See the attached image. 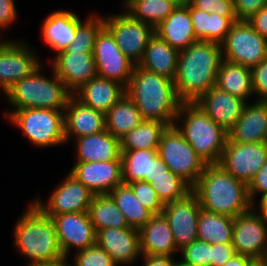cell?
Returning a JSON list of instances; mask_svg holds the SVG:
<instances>
[{
    "label": "cell",
    "mask_w": 267,
    "mask_h": 266,
    "mask_svg": "<svg viewBox=\"0 0 267 266\" xmlns=\"http://www.w3.org/2000/svg\"><path fill=\"white\" fill-rule=\"evenodd\" d=\"M223 60L221 45L197 41L179 51L175 91L181 102H196L216 86L217 73Z\"/></svg>",
    "instance_id": "6da1fadb"
},
{
    "label": "cell",
    "mask_w": 267,
    "mask_h": 266,
    "mask_svg": "<svg viewBox=\"0 0 267 266\" xmlns=\"http://www.w3.org/2000/svg\"><path fill=\"white\" fill-rule=\"evenodd\" d=\"M192 191L200 207L214 214L235 218L254 207L248 184L227 173L219 164L206 165Z\"/></svg>",
    "instance_id": "7a4b0ae2"
},
{
    "label": "cell",
    "mask_w": 267,
    "mask_h": 266,
    "mask_svg": "<svg viewBox=\"0 0 267 266\" xmlns=\"http://www.w3.org/2000/svg\"><path fill=\"white\" fill-rule=\"evenodd\" d=\"M144 120H155L172 126L182 103L176 94L174 80L135 65L126 88Z\"/></svg>",
    "instance_id": "3957f363"
},
{
    "label": "cell",
    "mask_w": 267,
    "mask_h": 266,
    "mask_svg": "<svg viewBox=\"0 0 267 266\" xmlns=\"http://www.w3.org/2000/svg\"><path fill=\"white\" fill-rule=\"evenodd\" d=\"M13 235L17 251L29 259L27 266L64 257L53 220L34 202L19 217Z\"/></svg>",
    "instance_id": "277c9868"
},
{
    "label": "cell",
    "mask_w": 267,
    "mask_h": 266,
    "mask_svg": "<svg viewBox=\"0 0 267 266\" xmlns=\"http://www.w3.org/2000/svg\"><path fill=\"white\" fill-rule=\"evenodd\" d=\"M173 125L207 165L219 163L228 133L200 106L182 102Z\"/></svg>",
    "instance_id": "5b68a950"
},
{
    "label": "cell",
    "mask_w": 267,
    "mask_h": 266,
    "mask_svg": "<svg viewBox=\"0 0 267 266\" xmlns=\"http://www.w3.org/2000/svg\"><path fill=\"white\" fill-rule=\"evenodd\" d=\"M41 64L29 76L16 82L5 94L12 111L32 108L65 110L72 95L52 70L51 78L42 73Z\"/></svg>",
    "instance_id": "8992f818"
},
{
    "label": "cell",
    "mask_w": 267,
    "mask_h": 266,
    "mask_svg": "<svg viewBox=\"0 0 267 266\" xmlns=\"http://www.w3.org/2000/svg\"><path fill=\"white\" fill-rule=\"evenodd\" d=\"M4 115L36 147L46 148L66 143L64 110L32 108L10 110Z\"/></svg>",
    "instance_id": "52a82bcc"
},
{
    "label": "cell",
    "mask_w": 267,
    "mask_h": 266,
    "mask_svg": "<svg viewBox=\"0 0 267 266\" xmlns=\"http://www.w3.org/2000/svg\"><path fill=\"white\" fill-rule=\"evenodd\" d=\"M158 155L174 174L193 187L207 165L174 125L163 132Z\"/></svg>",
    "instance_id": "ba28073f"
},
{
    "label": "cell",
    "mask_w": 267,
    "mask_h": 266,
    "mask_svg": "<svg viewBox=\"0 0 267 266\" xmlns=\"http://www.w3.org/2000/svg\"><path fill=\"white\" fill-rule=\"evenodd\" d=\"M224 60L252 68L267 58V39L247 20H237L220 44Z\"/></svg>",
    "instance_id": "9c48e42d"
},
{
    "label": "cell",
    "mask_w": 267,
    "mask_h": 266,
    "mask_svg": "<svg viewBox=\"0 0 267 266\" xmlns=\"http://www.w3.org/2000/svg\"><path fill=\"white\" fill-rule=\"evenodd\" d=\"M104 27L112 34L122 53L135 65L141 61L148 42L155 35L151 24L131 17L126 11L111 16L104 14Z\"/></svg>",
    "instance_id": "30bf717a"
},
{
    "label": "cell",
    "mask_w": 267,
    "mask_h": 266,
    "mask_svg": "<svg viewBox=\"0 0 267 266\" xmlns=\"http://www.w3.org/2000/svg\"><path fill=\"white\" fill-rule=\"evenodd\" d=\"M2 40L3 38L0 40V91L5 94L16 82L29 76L43 62L24 40Z\"/></svg>",
    "instance_id": "8fae6325"
},
{
    "label": "cell",
    "mask_w": 267,
    "mask_h": 266,
    "mask_svg": "<svg viewBox=\"0 0 267 266\" xmlns=\"http://www.w3.org/2000/svg\"><path fill=\"white\" fill-rule=\"evenodd\" d=\"M267 163V142L236 143L226 140L219 165L246 184Z\"/></svg>",
    "instance_id": "7c38bea8"
},
{
    "label": "cell",
    "mask_w": 267,
    "mask_h": 266,
    "mask_svg": "<svg viewBox=\"0 0 267 266\" xmlns=\"http://www.w3.org/2000/svg\"><path fill=\"white\" fill-rule=\"evenodd\" d=\"M232 245L238 255L267 259V221L255 208L234 218Z\"/></svg>",
    "instance_id": "4fadbf2b"
},
{
    "label": "cell",
    "mask_w": 267,
    "mask_h": 266,
    "mask_svg": "<svg viewBox=\"0 0 267 266\" xmlns=\"http://www.w3.org/2000/svg\"><path fill=\"white\" fill-rule=\"evenodd\" d=\"M93 57L99 77L127 88L135 64L122 53L112 34L105 27L97 34Z\"/></svg>",
    "instance_id": "5bb4252c"
},
{
    "label": "cell",
    "mask_w": 267,
    "mask_h": 266,
    "mask_svg": "<svg viewBox=\"0 0 267 266\" xmlns=\"http://www.w3.org/2000/svg\"><path fill=\"white\" fill-rule=\"evenodd\" d=\"M94 194L70 173L50 194L47 203L37 197L33 202L49 217L88 212Z\"/></svg>",
    "instance_id": "9a60e30c"
},
{
    "label": "cell",
    "mask_w": 267,
    "mask_h": 266,
    "mask_svg": "<svg viewBox=\"0 0 267 266\" xmlns=\"http://www.w3.org/2000/svg\"><path fill=\"white\" fill-rule=\"evenodd\" d=\"M59 246L64 256L96 244V230L88 212L54 215L52 218Z\"/></svg>",
    "instance_id": "2e32d148"
},
{
    "label": "cell",
    "mask_w": 267,
    "mask_h": 266,
    "mask_svg": "<svg viewBox=\"0 0 267 266\" xmlns=\"http://www.w3.org/2000/svg\"><path fill=\"white\" fill-rule=\"evenodd\" d=\"M200 210L199 199L193 191L164 206L162 214L169 223L178 250L197 239Z\"/></svg>",
    "instance_id": "e0dca14e"
},
{
    "label": "cell",
    "mask_w": 267,
    "mask_h": 266,
    "mask_svg": "<svg viewBox=\"0 0 267 266\" xmlns=\"http://www.w3.org/2000/svg\"><path fill=\"white\" fill-rule=\"evenodd\" d=\"M54 56L51 67L72 95L98 76L93 51L65 50Z\"/></svg>",
    "instance_id": "ac0fdd59"
},
{
    "label": "cell",
    "mask_w": 267,
    "mask_h": 266,
    "mask_svg": "<svg viewBox=\"0 0 267 266\" xmlns=\"http://www.w3.org/2000/svg\"><path fill=\"white\" fill-rule=\"evenodd\" d=\"M94 195L109 194L122 184V161L75 162L69 171Z\"/></svg>",
    "instance_id": "d6986e66"
},
{
    "label": "cell",
    "mask_w": 267,
    "mask_h": 266,
    "mask_svg": "<svg viewBox=\"0 0 267 266\" xmlns=\"http://www.w3.org/2000/svg\"><path fill=\"white\" fill-rule=\"evenodd\" d=\"M96 244L105 250L118 266L131 265L141 257L139 230L132 227L98 230Z\"/></svg>",
    "instance_id": "ffe728a7"
},
{
    "label": "cell",
    "mask_w": 267,
    "mask_h": 266,
    "mask_svg": "<svg viewBox=\"0 0 267 266\" xmlns=\"http://www.w3.org/2000/svg\"><path fill=\"white\" fill-rule=\"evenodd\" d=\"M106 130L105 114L79 101L74 95L68 99L64 110V133L68 143L72 137L100 133Z\"/></svg>",
    "instance_id": "44dd1931"
},
{
    "label": "cell",
    "mask_w": 267,
    "mask_h": 266,
    "mask_svg": "<svg viewBox=\"0 0 267 266\" xmlns=\"http://www.w3.org/2000/svg\"><path fill=\"white\" fill-rule=\"evenodd\" d=\"M195 103L209 118L228 132L241 117L247 102L214 86Z\"/></svg>",
    "instance_id": "7402d4cb"
},
{
    "label": "cell",
    "mask_w": 267,
    "mask_h": 266,
    "mask_svg": "<svg viewBox=\"0 0 267 266\" xmlns=\"http://www.w3.org/2000/svg\"><path fill=\"white\" fill-rule=\"evenodd\" d=\"M236 143L267 142V104L255 101L245 104L241 117L227 132Z\"/></svg>",
    "instance_id": "603a6c76"
},
{
    "label": "cell",
    "mask_w": 267,
    "mask_h": 266,
    "mask_svg": "<svg viewBox=\"0 0 267 266\" xmlns=\"http://www.w3.org/2000/svg\"><path fill=\"white\" fill-rule=\"evenodd\" d=\"M139 241L141 255L175 257L179 253L169 223L162 213L154 214L139 229Z\"/></svg>",
    "instance_id": "cb8c5ba5"
},
{
    "label": "cell",
    "mask_w": 267,
    "mask_h": 266,
    "mask_svg": "<svg viewBox=\"0 0 267 266\" xmlns=\"http://www.w3.org/2000/svg\"><path fill=\"white\" fill-rule=\"evenodd\" d=\"M82 22L74 12L58 10L49 14L42 23L43 42L56 52L65 51L73 42L77 26Z\"/></svg>",
    "instance_id": "d4e9b609"
},
{
    "label": "cell",
    "mask_w": 267,
    "mask_h": 266,
    "mask_svg": "<svg viewBox=\"0 0 267 266\" xmlns=\"http://www.w3.org/2000/svg\"><path fill=\"white\" fill-rule=\"evenodd\" d=\"M155 34L178 51L185 50L199 41L193 30L189 3L185 6H177L155 27Z\"/></svg>",
    "instance_id": "484cf974"
},
{
    "label": "cell",
    "mask_w": 267,
    "mask_h": 266,
    "mask_svg": "<svg viewBox=\"0 0 267 266\" xmlns=\"http://www.w3.org/2000/svg\"><path fill=\"white\" fill-rule=\"evenodd\" d=\"M76 162L121 160L120 140L104 130L75 138Z\"/></svg>",
    "instance_id": "4316f807"
},
{
    "label": "cell",
    "mask_w": 267,
    "mask_h": 266,
    "mask_svg": "<svg viewBox=\"0 0 267 266\" xmlns=\"http://www.w3.org/2000/svg\"><path fill=\"white\" fill-rule=\"evenodd\" d=\"M126 94V88L117 82L95 77L73 95L85 105L106 114Z\"/></svg>",
    "instance_id": "83f0119b"
},
{
    "label": "cell",
    "mask_w": 267,
    "mask_h": 266,
    "mask_svg": "<svg viewBox=\"0 0 267 266\" xmlns=\"http://www.w3.org/2000/svg\"><path fill=\"white\" fill-rule=\"evenodd\" d=\"M179 51L171 47L156 34L148 42L141 61L140 68L175 80Z\"/></svg>",
    "instance_id": "f1b7e54d"
},
{
    "label": "cell",
    "mask_w": 267,
    "mask_h": 266,
    "mask_svg": "<svg viewBox=\"0 0 267 266\" xmlns=\"http://www.w3.org/2000/svg\"><path fill=\"white\" fill-rule=\"evenodd\" d=\"M189 10L195 36L201 41L221 44L233 23L237 21L236 16H220L218 13H207L195 8L190 2Z\"/></svg>",
    "instance_id": "f546056e"
},
{
    "label": "cell",
    "mask_w": 267,
    "mask_h": 266,
    "mask_svg": "<svg viewBox=\"0 0 267 266\" xmlns=\"http://www.w3.org/2000/svg\"><path fill=\"white\" fill-rule=\"evenodd\" d=\"M216 87L247 102L254 95L251 68L223 59L217 73Z\"/></svg>",
    "instance_id": "4dcf8cb0"
},
{
    "label": "cell",
    "mask_w": 267,
    "mask_h": 266,
    "mask_svg": "<svg viewBox=\"0 0 267 266\" xmlns=\"http://www.w3.org/2000/svg\"><path fill=\"white\" fill-rule=\"evenodd\" d=\"M143 121L135 102L127 94L105 114L106 131L119 140Z\"/></svg>",
    "instance_id": "1f68e13d"
},
{
    "label": "cell",
    "mask_w": 267,
    "mask_h": 266,
    "mask_svg": "<svg viewBox=\"0 0 267 266\" xmlns=\"http://www.w3.org/2000/svg\"><path fill=\"white\" fill-rule=\"evenodd\" d=\"M167 124L155 120H144L120 139V151L158 150Z\"/></svg>",
    "instance_id": "d6a6232c"
},
{
    "label": "cell",
    "mask_w": 267,
    "mask_h": 266,
    "mask_svg": "<svg viewBox=\"0 0 267 266\" xmlns=\"http://www.w3.org/2000/svg\"><path fill=\"white\" fill-rule=\"evenodd\" d=\"M234 218L214 214L201 208L198 217L197 239L210 244L232 243Z\"/></svg>",
    "instance_id": "836d02e7"
},
{
    "label": "cell",
    "mask_w": 267,
    "mask_h": 266,
    "mask_svg": "<svg viewBox=\"0 0 267 266\" xmlns=\"http://www.w3.org/2000/svg\"><path fill=\"white\" fill-rule=\"evenodd\" d=\"M96 232L106 228H130L124 215L109 194L94 195L88 210Z\"/></svg>",
    "instance_id": "e575fe53"
},
{
    "label": "cell",
    "mask_w": 267,
    "mask_h": 266,
    "mask_svg": "<svg viewBox=\"0 0 267 266\" xmlns=\"http://www.w3.org/2000/svg\"><path fill=\"white\" fill-rule=\"evenodd\" d=\"M109 195L132 228L139 230L154 215L139 202L128 184L117 185Z\"/></svg>",
    "instance_id": "d590c367"
},
{
    "label": "cell",
    "mask_w": 267,
    "mask_h": 266,
    "mask_svg": "<svg viewBox=\"0 0 267 266\" xmlns=\"http://www.w3.org/2000/svg\"><path fill=\"white\" fill-rule=\"evenodd\" d=\"M157 156L158 150L121 151L123 183L136 181L150 183L152 160Z\"/></svg>",
    "instance_id": "8d00e7d4"
},
{
    "label": "cell",
    "mask_w": 267,
    "mask_h": 266,
    "mask_svg": "<svg viewBox=\"0 0 267 266\" xmlns=\"http://www.w3.org/2000/svg\"><path fill=\"white\" fill-rule=\"evenodd\" d=\"M123 5L131 17L154 28L177 7L168 0H123Z\"/></svg>",
    "instance_id": "74e56055"
},
{
    "label": "cell",
    "mask_w": 267,
    "mask_h": 266,
    "mask_svg": "<svg viewBox=\"0 0 267 266\" xmlns=\"http://www.w3.org/2000/svg\"><path fill=\"white\" fill-rule=\"evenodd\" d=\"M150 184L164 205L182 199L192 191V187L171 170L153 179Z\"/></svg>",
    "instance_id": "f35d334b"
},
{
    "label": "cell",
    "mask_w": 267,
    "mask_h": 266,
    "mask_svg": "<svg viewBox=\"0 0 267 266\" xmlns=\"http://www.w3.org/2000/svg\"><path fill=\"white\" fill-rule=\"evenodd\" d=\"M104 27V15L89 14L76 29L73 42L66 50L93 51L97 34Z\"/></svg>",
    "instance_id": "ab89813d"
},
{
    "label": "cell",
    "mask_w": 267,
    "mask_h": 266,
    "mask_svg": "<svg viewBox=\"0 0 267 266\" xmlns=\"http://www.w3.org/2000/svg\"><path fill=\"white\" fill-rule=\"evenodd\" d=\"M181 262L190 266H211V244L196 239L179 250Z\"/></svg>",
    "instance_id": "60d3db41"
},
{
    "label": "cell",
    "mask_w": 267,
    "mask_h": 266,
    "mask_svg": "<svg viewBox=\"0 0 267 266\" xmlns=\"http://www.w3.org/2000/svg\"><path fill=\"white\" fill-rule=\"evenodd\" d=\"M72 259V266H118L112 257L97 244L75 252Z\"/></svg>",
    "instance_id": "b9f144b4"
},
{
    "label": "cell",
    "mask_w": 267,
    "mask_h": 266,
    "mask_svg": "<svg viewBox=\"0 0 267 266\" xmlns=\"http://www.w3.org/2000/svg\"><path fill=\"white\" fill-rule=\"evenodd\" d=\"M134 195L142 205L150 210L153 214H161L164 204L152 188L151 184L143 181L128 183Z\"/></svg>",
    "instance_id": "7bdbcfd3"
},
{
    "label": "cell",
    "mask_w": 267,
    "mask_h": 266,
    "mask_svg": "<svg viewBox=\"0 0 267 266\" xmlns=\"http://www.w3.org/2000/svg\"><path fill=\"white\" fill-rule=\"evenodd\" d=\"M195 7L207 13H218L220 16H236L233 0H190Z\"/></svg>",
    "instance_id": "ee69618b"
},
{
    "label": "cell",
    "mask_w": 267,
    "mask_h": 266,
    "mask_svg": "<svg viewBox=\"0 0 267 266\" xmlns=\"http://www.w3.org/2000/svg\"><path fill=\"white\" fill-rule=\"evenodd\" d=\"M252 88L256 101H262L267 96V58L251 68Z\"/></svg>",
    "instance_id": "f6af8a7d"
},
{
    "label": "cell",
    "mask_w": 267,
    "mask_h": 266,
    "mask_svg": "<svg viewBox=\"0 0 267 266\" xmlns=\"http://www.w3.org/2000/svg\"><path fill=\"white\" fill-rule=\"evenodd\" d=\"M233 3L237 20H248L267 5V0H233Z\"/></svg>",
    "instance_id": "bcb514c9"
},
{
    "label": "cell",
    "mask_w": 267,
    "mask_h": 266,
    "mask_svg": "<svg viewBox=\"0 0 267 266\" xmlns=\"http://www.w3.org/2000/svg\"><path fill=\"white\" fill-rule=\"evenodd\" d=\"M248 192L253 205L256 204L258 194H261L260 198L267 195V163L262 166L260 171L249 182Z\"/></svg>",
    "instance_id": "7dc6e473"
},
{
    "label": "cell",
    "mask_w": 267,
    "mask_h": 266,
    "mask_svg": "<svg viewBox=\"0 0 267 266\" xmlns=\"http://www.w3.org/2000/svg\"><path fill=\"white\" fill-rule=\"evenodd\" d=\"M235 254L232 243L211 244V266H223Z\"/></svg>",
    "instance_id": "c3c4849f"
},
{
    "label": "cell",
    "mask_w": 267,
    "mask_h": 266,
    "mask_svg": "<svg viewBox=\"0 0 267 266\" xmlns=\"http://www.w3.org/2000/svg\"><path fill=\"white\" fill-rule=\"evenodd\" d=\"M14 2L15 0H0V37H2L1 31L8 30L9 25L15 23L19 17Z\"/></svg>",
    "instance_id": "681fc988"
},
{
    "label": "cell",
    "mask_w": 267,
    "mask_h": 266,
    "mask_svg": "<svg viewBox=\"0 0 267 266\" xmlns=\"http://www.w3.org/2000/svg\"><path fill=\"white\" fill-rule=\"evenodd\" d=\"M253 29L267 39V5L247 20Z\"/></svg>",
    "instance_id": "f907efd6"
},
{
    "label": "cell",
    "mask_w": 267,
    "mask_h": 266,
    "mask_svg": "<svg viewBox=\"0 0 267 266\" xmlns=\"http://www.w3.org/2000/svg\"><path fill=\"white\" fill-rule=\"evenodd\" d=\"M143 266H175L176 260L171 256L141 255Z\"/></svg>",
    "instance_id": "816d5d0a"
},
{
    "label": "cell",
    "mask_w": 267,
    "mask_h": 266,
    "mask_svg": "<svg viewBox=\"0 0 267 266\" xmlns=\"http://www.w3.org/2000/svg\"><path fill=\"white\" fill-rule=\"evenodd\" d=\"M168 170V166L161 160L158 155L154 160H152L150 183L153 181V179L165 175V172H167Z\"/></svg>",
    "instance_id": "f5cc1de1"
},
{
    "label": "cell",
    "mask_w": 267,
    "mask_h": 266,
    "mask_svg": "<svg viewBox=\"0 0 267 266\" xmlns=\"http://www.w3.org/2000/svg\"><path fill=\"white\" fill-rule=\"evenodd\" d=\"M255 259L244 255L235 254L223 266H250Z\"/></svg>",
    "instance_id": "db71d44e"
},
{
    "label": "cell",
    "mask_w": 267,
    "mask_h": 266,
    "mask_svg": "<svg viewBox=\"0 0 267 266\" xmlns=\"http://www.w3.org/2000/svg\"><path fill=\"white\" fill-rule=\"evenodd\" d=\"M256 203L257 204H254L253 208L259 210L257 212L261 215V217L263 219H265L267 221V195H265L264 197L260 198L259 203L258 202H256ZM257 205L259 207H257Z\"/></svg>",
    "instance_id": "11a10c76"
},
{
    "label": "cell",
    "mask_w": 267,
    "mask_h": 266,
    "mask_svg": "<svg viewBox=\"0 0 267 266\" xmlns=\"http://www.w3.org/2000/svg\"><path fill=\"white\" fill-rule=\"evenodd\" d=\"M68 257L64 256L58 260L51 261V262H42L40 264H35L32 266H72V264L69 263Z\"/></svg>",
    "instance_id": "9f6ffc18"
},
{
    "label": "cell",
    "mask_w": 267,
    "mask_h": 266,
    "mask_svg": "<svg viewBox=\"0 0 267 266\" xmlns=\"http://www.w3.org/2000/svg\"><path fill=\"white\" fill-rule=\"evenodd\" d=\"M168 1H171L176 6H185L190 2V0H168Z\"/></svg>",
    "instance_id": "6f0895ef"
},
{
    "label": "cell",
    "mask_w": 267,
    "mask_h": 266,
    "mask_svg": "<svg viewBox=\"0 0 267 266\" xmlns=\"http://www.w3.org/2000/svg\"><path fill=\"white\" fill-rule=\"evenodd\" d=\"M250 266H267V259L255 260Z\"/></svg>",
    "instance_id": "680465c9"
},
{
    "label": "cell",
    "mask_w": 267,
    "mask_h": 266,
    "mask_svg": "<svg viewBox=\"0 0 267 266\" xmlns=\"http://www.w3.org/2000/svg\"><path fill=\"white\" fill-rule=\"evenodd\" d=\"M175 266H190L187 264H184L183 262H181L179 259L175 262Z\"/></svg>",
    "instance_id": "91938a15"
},
{
    "label": "cell",
    "mask_w": 267,
    "mask_h": 266,
    "mask_svg": "<svg viewBox=\"0 0 267 266\" xmlns=\"http://www.w3.org/2000/svg\"><path fill=\"white\" fill-rule=\"evenodd\" d=\"M262 102L267 104V96L262 100Z\"/></svg>",
    "instance_id": "94428289"
}]
</instances>
